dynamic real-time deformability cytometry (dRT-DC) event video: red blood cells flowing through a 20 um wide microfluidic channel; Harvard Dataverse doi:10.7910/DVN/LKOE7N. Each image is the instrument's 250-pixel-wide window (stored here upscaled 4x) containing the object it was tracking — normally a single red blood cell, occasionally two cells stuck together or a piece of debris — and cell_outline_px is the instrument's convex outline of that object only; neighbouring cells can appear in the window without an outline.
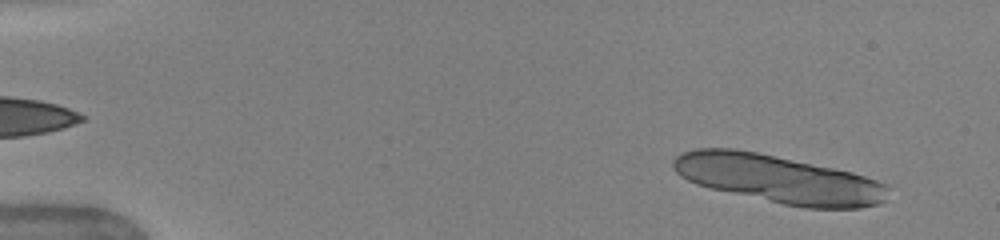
{"species": "human", "species_latin": "Homo sapiens", "temperature_condition": "warm", "stored_images_in_passage": 14, "camera_frame_rate_fps": 3000, "um_per_image_px": 0.085, "donor": {"sex": "female"}, "frame": {"image": 1, "passage_image": 3, "time_ms": 0.667, "image_size_px": [1000, 240], "cell_outline_px": [[888, 200], [880, 204], [860, 208], [804, 208], [784, 204], [712, 188], [696, 184], [680, 176], [672, 168], [672, 160], [676, 156], [684, 152], [696, 148], [736, 148], [776, 156], [852, 172], [888, 184]], "centroid_in_image_um": [66.2, 15.22], "position_along_channel_um": 18.8, "area_um2": 60.05}}